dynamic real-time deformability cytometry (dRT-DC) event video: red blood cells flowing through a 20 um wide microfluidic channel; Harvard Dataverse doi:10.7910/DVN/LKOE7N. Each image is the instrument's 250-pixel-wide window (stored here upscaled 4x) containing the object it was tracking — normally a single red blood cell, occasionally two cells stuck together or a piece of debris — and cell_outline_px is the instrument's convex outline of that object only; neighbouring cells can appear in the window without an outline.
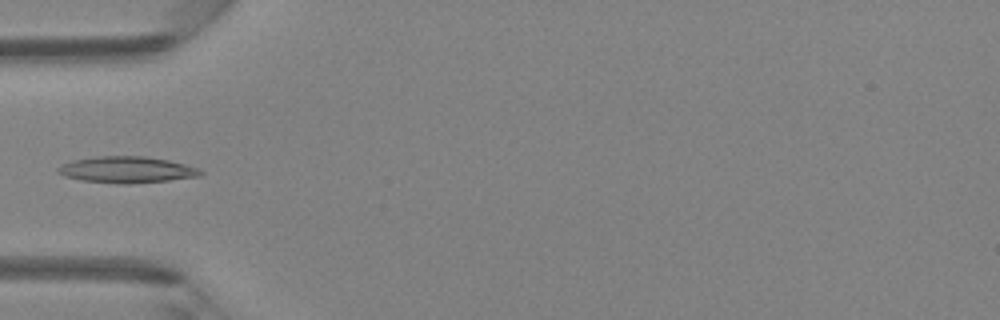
{"species": "Egyptian fruit bat (a non-hibernating species)", "species_latin": "Rousettus aegyptiacus", "temperature_condition": "room temperature", "stored_images_in_passage": 5, "camera_frame_rate_fps": 3000, "um_per_image_px": 0.085, "animal": {"sex": "female"}, "frame": {"image": 1, "passage_image": 5, "time_ms": 4.333, "image_size_px": [1000, 320], "cell_outline_px": [[204, 172], [200, 176], [168, 180], [128, 184], [116, 184], [80, 180], [64, 176], [56, 172], [56, 168], [72, 160], [96, 156], [144, 156], [168, 160], [200, 168]], "centroid_in_image_um": [10.76, 14.43], "position_along_channel_um": 74.2, "area_um2": 22.02}}